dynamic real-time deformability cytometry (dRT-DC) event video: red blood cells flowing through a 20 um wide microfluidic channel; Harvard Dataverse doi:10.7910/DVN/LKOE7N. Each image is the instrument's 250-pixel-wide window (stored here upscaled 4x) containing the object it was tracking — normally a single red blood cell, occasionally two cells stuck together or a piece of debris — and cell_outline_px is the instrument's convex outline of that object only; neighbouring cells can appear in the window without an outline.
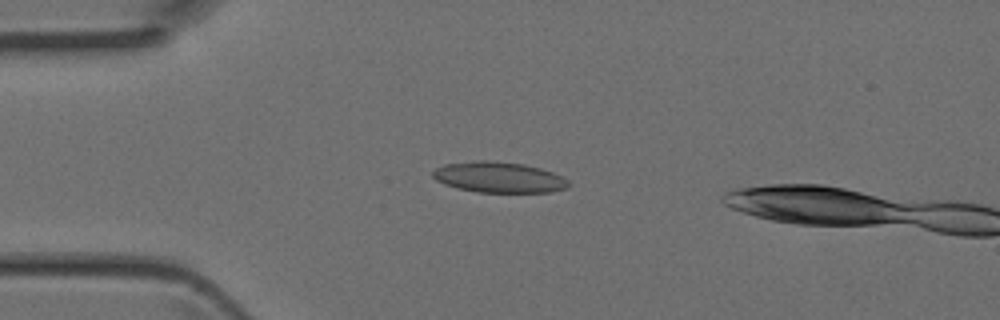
{"species": "Egyptian fruit bat (a non-hibernating species)", "species_latin": "Rousettus aegyptiacus", "temperature_condition": "room temperature", "stored_images_in_passage": 13, "camera_frame_rate_fps": 3000, "um_per_image_px": 0.085, "animal": {"sex": "female"}, "frame": {"image": 1, "passage_image": 11, "time_ms": 3.333, "image_size_px": [1000, 320], "cell_outline_px": [[572, 184], [568, 188], [552, 192], [476, 192], [456, 188], [444, 184], [436, 180], [432, 176], [432, 172], [436, 168], [444, 164], [472, 160], [488, 160], [524, 164], [540, 168], [552, 172], [568, 180]], "centroid_in_image_um": [42.4, 15.07], "position_along_channel_um": 42.6, "area_um2": 24.57}}